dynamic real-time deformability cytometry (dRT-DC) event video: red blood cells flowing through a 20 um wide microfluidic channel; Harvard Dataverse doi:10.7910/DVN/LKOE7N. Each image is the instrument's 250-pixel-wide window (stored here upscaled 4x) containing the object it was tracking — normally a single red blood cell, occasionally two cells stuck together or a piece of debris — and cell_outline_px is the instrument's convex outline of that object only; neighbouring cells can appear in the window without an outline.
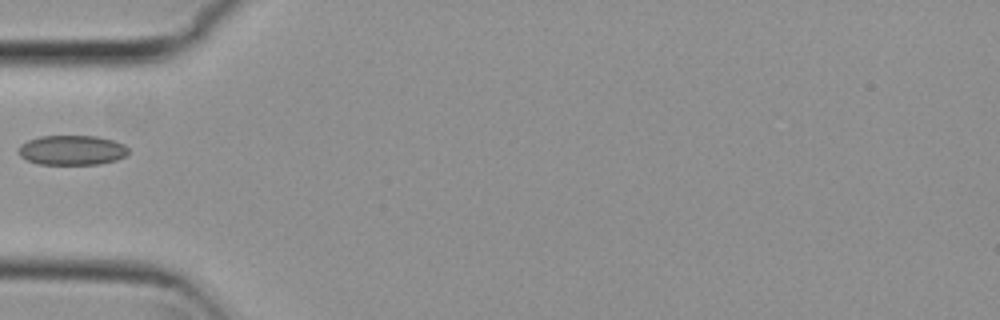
{"species": "common noctule bat (a hibernating species)", "species_latin": "Nyctalus noctula", "temperature_condition": "cold", "stored_images_in_passage": 37, "camera_frame_rate_fps": 3000, "um_per_image_px": 0.085, "animal": {"sex": "female", "body_mass_g": 29.2, "forearm_length_mm": 56.3}, "frame": {"image": 1, "passage_image": 1, "time_ms": 0.0, "image_size_px": [1000, 320], "cell_outline_px": [[128, 152], [124, 156], [116, 160], [100, 164], [40, 164], [28, 160], [20, 156], [20, 144], [28, 140], [40, 136], [96, 136], [112, 140], [124, 144], [128, 148]], "centroid_in_image_um": [6.13, 12.76], "position_along_channel_um": 78.9, "area_um2": 18.9}}
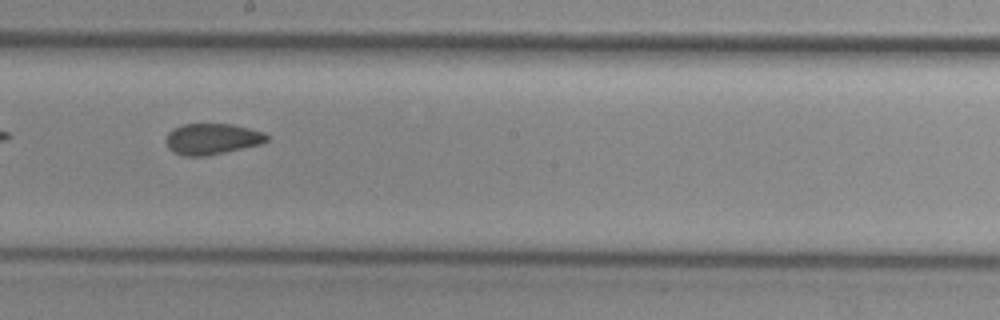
{"frame": {"image": 2, "passage_image": 13, "time_ms": 4.0, "image_size_px": [1000, 320], "cell_outline_px": [[268, 140], [260, 144], [208, 156], [184, 156], [172, 152], [168, 148], [164, 140], [168, 132], [172, 128], [184, 124], [232, 124], [264, 132], [268, 136]], "centroid_in_image_um": [17.97, 11.81], "position_along_channel_um": 230.2, "area_um2": 18.38}}
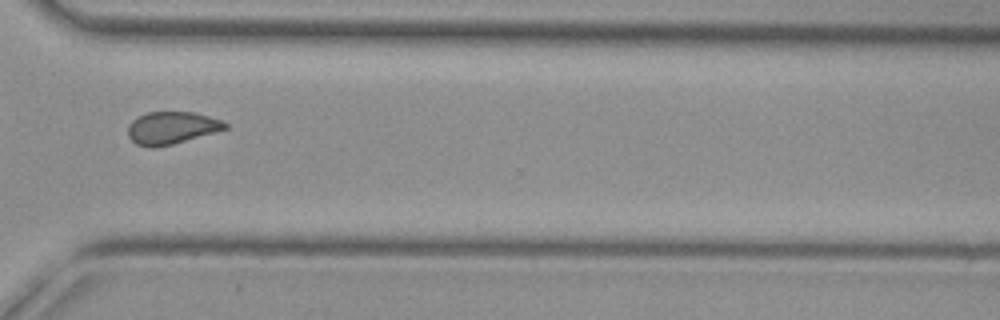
{"frame": {"image": 3, "passage_image": 23, "time_ms": 7.333, "image_size_px": [1000, 320], "cell_outline_px": [[228, 128], [216, 132], [172, 144], [156, 148], [152, 148], [136, 144], [128, 136], [128, 124], [136, 116], [148, 112], [192, 112], [208, 116], [220, 120], [228, 124]], "centroid_in_image_um": [14.55, 10.87], "position_along_channel_um": 356.0, "area_um2": 18.38}}